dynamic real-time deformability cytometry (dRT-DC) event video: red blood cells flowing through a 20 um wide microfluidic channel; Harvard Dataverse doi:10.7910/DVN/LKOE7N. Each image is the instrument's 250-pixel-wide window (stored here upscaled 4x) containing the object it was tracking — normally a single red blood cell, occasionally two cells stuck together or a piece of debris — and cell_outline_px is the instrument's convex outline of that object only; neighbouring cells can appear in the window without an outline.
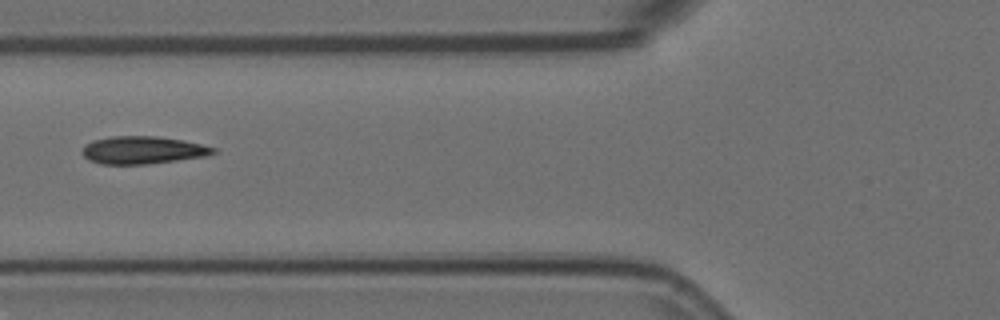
{"species": "Egyptian fruit bat (a non-hibernating species)", "species_latin": "Rousettus aegyptiacus", "temperature_condition": "room temperature", "stored_images_in_passage": 5, "camera_frame_rate_fps": 3000, "um_per_image_px": 0.085, "animal": {"sex": "female"}, "frame": {"image": 1, "passage_image": 5, "time_ms": 1.333, "image_size_px": [1000, 320], "cell_outline_px": [[216, 152], [204, 156], [148, 164], [100, 164], [88, 160], [80, 152], [84, 144], [92, 140], [112, 136], [156, 136], [184, 140], [216, 148]], "centroid_in_image_um": [12.06, 12.75], "position_along_channel_um": 113.7, "area_um2": 21.15}}